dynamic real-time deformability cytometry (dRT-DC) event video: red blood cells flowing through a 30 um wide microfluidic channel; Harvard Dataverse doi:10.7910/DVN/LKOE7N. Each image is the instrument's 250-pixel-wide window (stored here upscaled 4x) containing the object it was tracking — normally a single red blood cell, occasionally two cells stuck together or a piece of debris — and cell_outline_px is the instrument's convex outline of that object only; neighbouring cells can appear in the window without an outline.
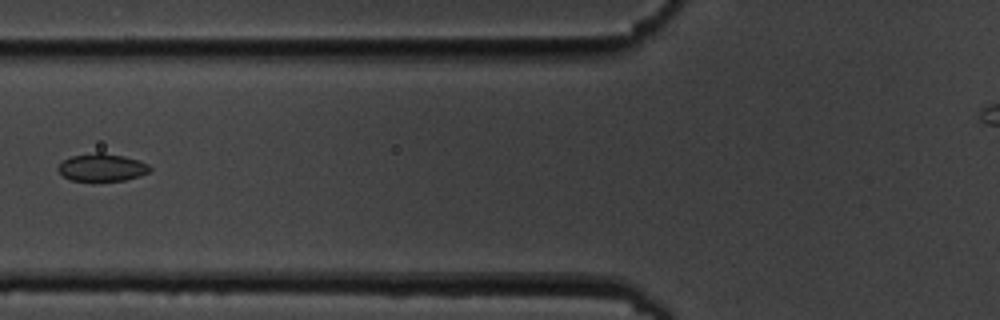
{"species": "common noctule bat (a hibernating species)", "species_latin": "Nyctalus noctula", "temperature_condition": "cold", "stored_images_in_passage": 16, "camera_frame_rate_fps": 3000, "um_per_image_px": 0.085, "animal": {"sex": "male", "body_mass_g": 19.5, "forearm_length_mm": 54.6}, "frame": {"image": 1, "passage_image": 6, "time_ms": 6.667, "image_size_px": [1000, 320], "cell_outline_px": [[152, 168], [148, 172], [140, 176], [124, 180], [92, 184], [72, 180], [64, 176], [56, 168], [64, 160], [72, 156], [96, 152], [104, 152], [124, 156], [148, 164]], "centroid_in_image_um": [8.65, 14.28], "position_along_channel_um": 117.1, "area_um2": 15.26}}
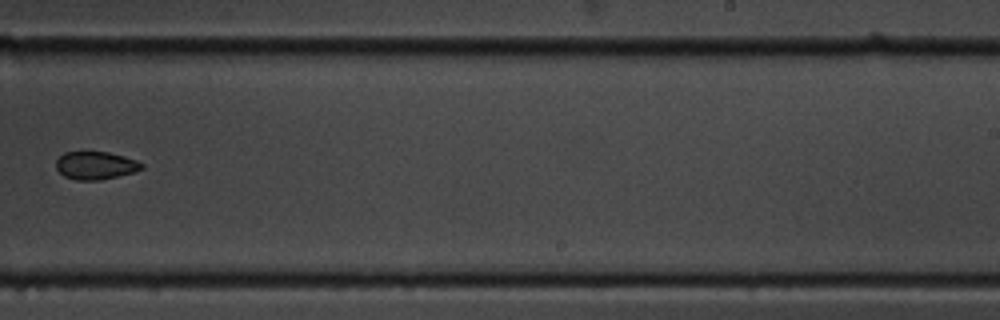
{"frame": {"image": 2, "passage_image": 10, "time_ms": 11.333, "image_size_px": [1000, 320], "cell_outline_px": [[144, 168], [136, 172], [100, 180], [76, 180], [64, 176], [56, 168], [56, 160], [64, 152], [108, 152], [124, 156], [136, 160], [144, 164]], "centroid_in_image_um": [8.15, 14.07], "position_along_channel_um": 280.9, "area_um2": 13.99}}
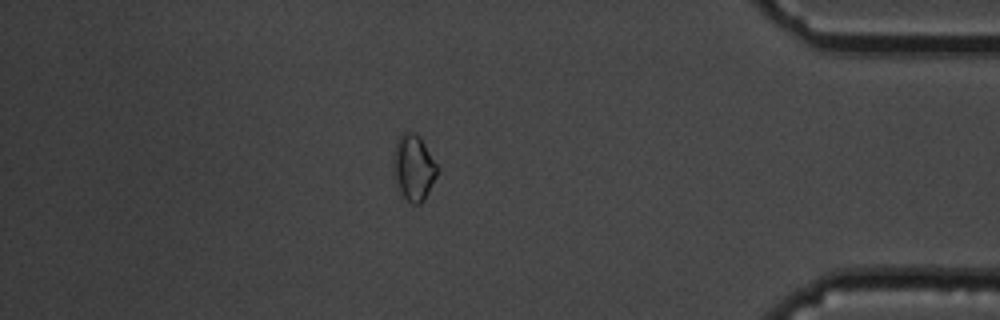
{"frame": {"image": 3, "passage_image": 14, "time_ms": 15.667, "image_size_px": [1000, 320], "cell_outline_px": [[440, 168], [424, 200], [420, 204], [412, 204], [400, 192], [392, 172], [392, 156], [396, 140], [404, 132], [412, 132], [420, 136]], "centroid_in_image_um": [35.14, 14.22], "position_along_channel_um": 400.1, "area_um2": 17.11}, "authors_computed_cell_mechanics": {"area_um2": 15.2303, "velocity_mm_per_s": 3.5202, "shape_relaxation_time_tau1_ms": null, "shape_relaxation_time_tau2_ms": 2.0733, "deformation_change_tau1": null, "deformation_change_tau2": 0.0522}}